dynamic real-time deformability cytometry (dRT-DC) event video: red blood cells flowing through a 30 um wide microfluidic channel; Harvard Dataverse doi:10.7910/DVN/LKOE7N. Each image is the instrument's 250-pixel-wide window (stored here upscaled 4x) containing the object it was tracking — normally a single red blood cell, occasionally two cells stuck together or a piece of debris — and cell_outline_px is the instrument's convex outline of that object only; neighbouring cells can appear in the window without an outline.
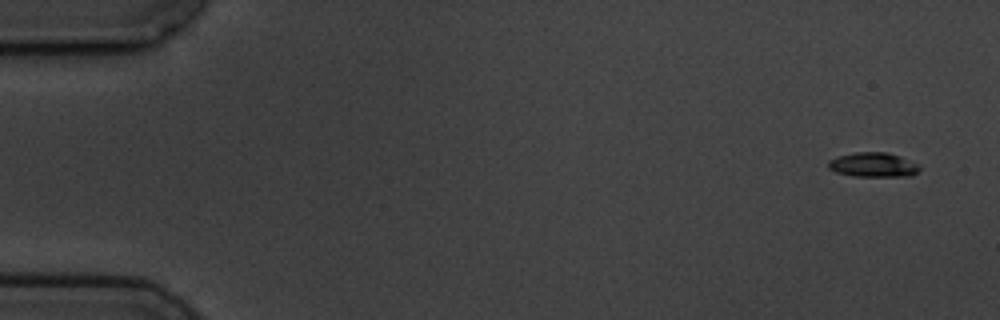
{"species": "common noctule bat (a hibernating species)", "species_latin": "Nyctalus noctula", "temperature_condition": "cold", "stored_images_in_passage": 4, "camera_frame_rate_fps": 3000, "um_per_image_px": 0.085, "animal": {"sex": "male", "body_mass_g": 19.5, "forearm_length_mm": 54.6}, "frame": {"image": 1, "passage_image": 1, "time_ms": 0.0, "image_size_px": [1000, 320], "cell_outline_px": [[920, 168], [912, 176], [852, 176], [836, 172], [828, 168], [828, 160], [836, 156], [852, 152], [888, 152], [900, 156], [920, 164]], "centroid_in_image_um": [74.21, 13.99], "position_along_channel_um": 10.8, "area_um2": 13.24}}
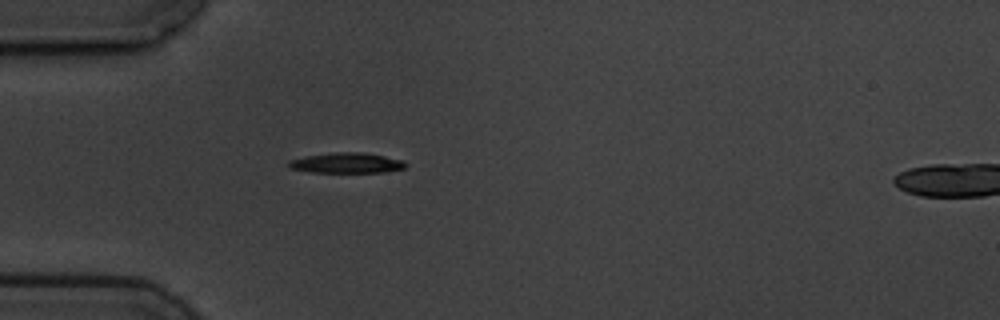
{"frame": {"image": 2, "passage_image": 4, "time_ms": 4.667, "image_size_px": [1000, 320], "cell_outline_px": [[408, 164], [404, 168], [388, 172], [312, 172], [288, 168], [288, 160], [304, 156], [332, 152], [360, 152], [384, 156], [404, 160]], "centroid_in_image_um": [29.46, 13.85], "position_along_channel_um": 55.5, "area_um2": 13.99}}